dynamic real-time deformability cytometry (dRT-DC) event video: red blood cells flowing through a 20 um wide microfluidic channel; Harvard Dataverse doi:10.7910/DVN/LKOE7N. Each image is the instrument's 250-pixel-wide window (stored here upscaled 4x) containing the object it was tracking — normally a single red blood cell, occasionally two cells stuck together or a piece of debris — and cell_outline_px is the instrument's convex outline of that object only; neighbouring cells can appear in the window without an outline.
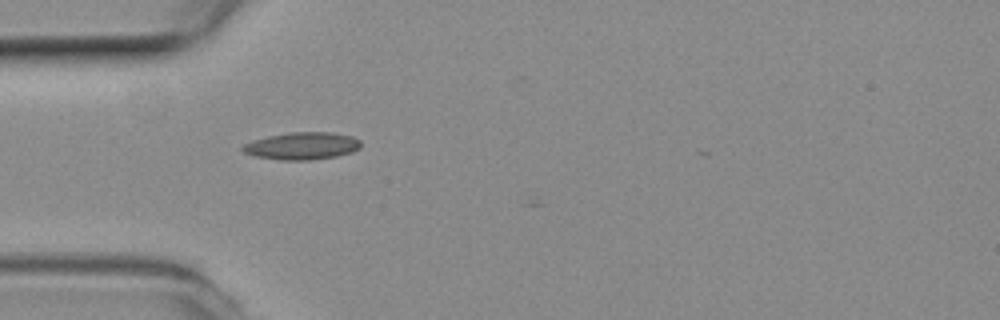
{"species": "common noctule bat (a hibernating species)", "species_latin": "Nyctalus noctula", "temperature_condition": "room temperature", "stored_images_in_passage": 2, "camera_frame_rate_fps": 3000, "um_per_image_px": 0.085, "animal": {"sex": "female", "body_mass_g": 19.3, "forearm_length_mm": 54.1}, "frame": {"image": 1, "passage_image": 2, "time_ms": 0.333, "image_size_px": [1000, 320], "cell_outline_px": [[360, 148], [352, 152], [336, 156], [308, 160], [280, 160], [256, 156], [244, 152], [240, 148], [244, 144], [252, 140], [268, 136], [292, 132], [332, 132], [352, 136], [360, 140]], "centroid_in_image_um": [25.68, 12.4], "position_along_channel_um": 59.3, "area_um2": 18.79}}